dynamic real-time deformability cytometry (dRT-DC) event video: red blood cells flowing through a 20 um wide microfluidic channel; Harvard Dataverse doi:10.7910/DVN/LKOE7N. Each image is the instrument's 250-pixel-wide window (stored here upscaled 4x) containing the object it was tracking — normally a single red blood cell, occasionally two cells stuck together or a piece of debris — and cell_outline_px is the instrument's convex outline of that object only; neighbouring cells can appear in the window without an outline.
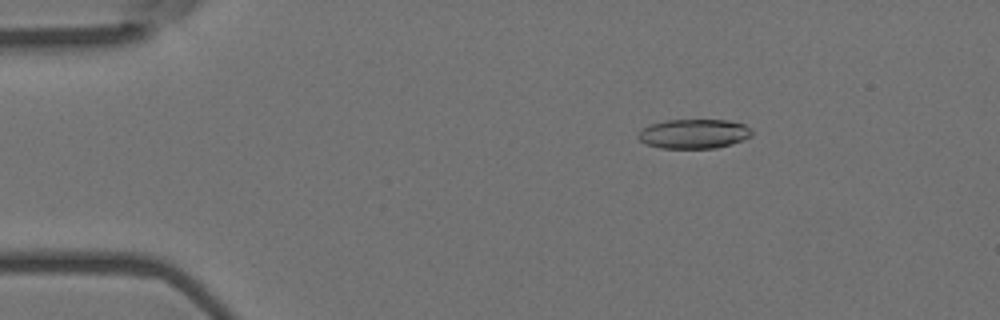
{"species": "Egyptian fruit bat (a non-hibernating species)", "species_latin": "Rousettus aegyptiacus", "temperature_condition": "room temperature", "stored_images_in_passage": 5, "camera_frame_rate_fps": 3000, "um_per_image_px": 0.085, "animal": {"sex": "female"}, "frame": {"image": 1, "passage_image": 3, "time_ms": 0.667, "image_size_px": [1000, 320], "cell_outline_px": [[752, 136], [744, 140], [732, 144], [716, 148], [660, 148], [648, 144], [640, 140], [636, 136], [644, 128], [652, 124], [668, 120], [728, 120], [744, 124], [752, 132]], "centroid_in_image_um": [59.01, 11.38], "position_along_channel_um": 26.0, "area_um2": 19.36}}